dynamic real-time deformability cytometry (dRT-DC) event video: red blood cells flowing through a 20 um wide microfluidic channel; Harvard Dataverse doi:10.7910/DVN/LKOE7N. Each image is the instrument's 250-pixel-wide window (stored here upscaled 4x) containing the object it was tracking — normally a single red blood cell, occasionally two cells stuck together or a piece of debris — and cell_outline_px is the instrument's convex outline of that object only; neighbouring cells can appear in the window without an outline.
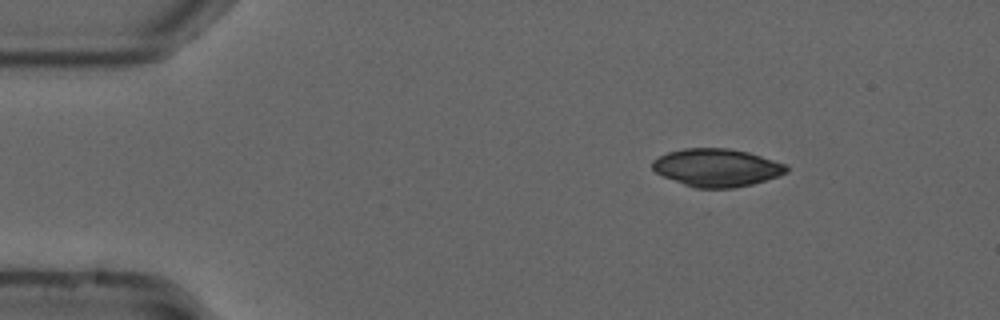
{"species": "common noctule bat (a hibernating species)", "species_latin": "Nyctalus noctula", "temperature_condition": "cold", "stored_images_in_passage": 47, "camera_frame_rate_fps": 3000, "um_per_image_px": 0.085, "animal": {"sex": "male", "forearm_length_mm": 52.5}, "frame": {"image": 1, "passage_image": 1, "time_ms": 0.0, "image_size_px": [1000, 320], "cell_outline_px": [[788, 172], [780, 176], [752, 184], [732, 188], [696, 188], [684, 184], [664, 176], [656, 172], [652, 168], [652, 160], [668, 152], [684, 148], [728, 148], [748, 152], [784, 164], [788, 168]], "centroid_in_image_um": [60.92, 14.25], "position_along_channel_um": 24.1, "area_um2": 29.36}}